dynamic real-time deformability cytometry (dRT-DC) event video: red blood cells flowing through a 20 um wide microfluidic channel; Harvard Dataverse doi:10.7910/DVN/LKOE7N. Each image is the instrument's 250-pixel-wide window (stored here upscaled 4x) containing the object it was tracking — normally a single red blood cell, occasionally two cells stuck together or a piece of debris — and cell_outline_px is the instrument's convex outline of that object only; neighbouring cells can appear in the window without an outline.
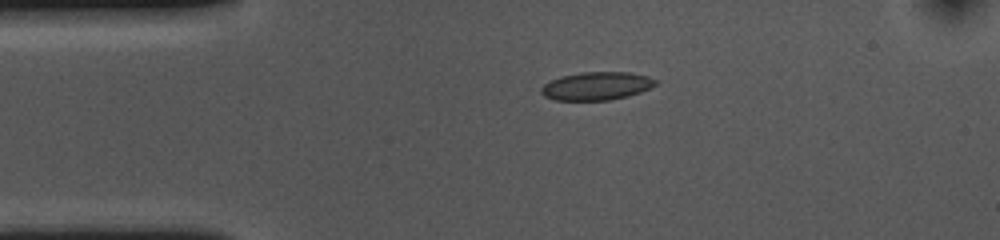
{"species": "common noctule bat (a hibernating species)", "species_latin": "Nyctalus noctula", "temperature_condition": "cold", "stored_images_in_passage": 44, "camera_frame_rate_fps": 3000, "um_per_image_px": 0.085, "animal": {"sex": "female", "body_mass_g": 10.0, "forearm_length_mm": 53.1}, "frame": {"image": 1, "passage_image": 1, "time_ms": 0.0, "image_size_px": [1000, 240], "cell_outline_px": [[656, 84], [652, 88], [628, 96], [608, 100], [556, 100], [544, 96], [540, 92], [540, 88], [544, 84], [560, 76], [580, 72], [628, 72], [648, 76], [656, 80]], "centroid_in_image_um": [50.7, 7.3], "position_along_channel_um": 34.3, "area_um2": 18.79}}
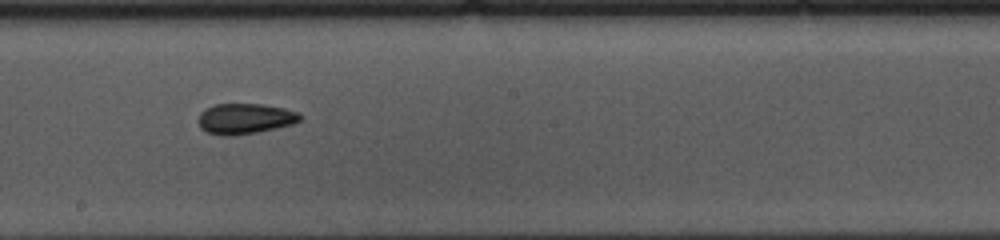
{"frame": {"image": 2, "passage_image": 19, "time_ms": 6.0, "image_size_px": [1000, 240], "cell_outline_px": [[304, 116], [300, 120], [292, 124], [276, 128], [256, 132], [232, 136], [220, 136], [208, 132], [200, 128], [200, 112], [204, 108], [216, 104], [264, 104], [284, 108], [296, 112]], "centroid_in_image_um": [20.83, 10.08], "position_along_channel_um": 227.4, "area_um2": 18.09}}
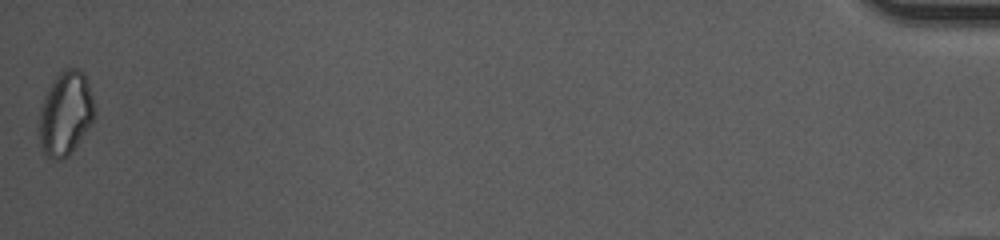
{"frame": {"image": 3, "passage_image": 44, "time_ms": 14.333, "image_size_px": [1000, 240], "cell_outline_px": [[96, 112], [92, 124], [68, 156], [60, 160], [52, 160], [44, 152], [40, 144], [40, 112], [44, 96], [56, 76], [60, 72], [68, 68], [76, 68], [84, 72], [96, 108]], "centroid_in_image_um": [5.6, 9.65], "position_along_channel_um": 429.6, "area_um2": 26.93}, "authors_computed_cell_mechanics": {"area_um2": 18.3804, "velocity_mm_per_s": 3.6535, "shape_relaxation_time_tau1_ms": 6.7888, "shape_relaxation_time_tau2_ms": 5.1901, "deformation_change_tau1": 0.1246, "deformation_change_tau2": 0.1032}}